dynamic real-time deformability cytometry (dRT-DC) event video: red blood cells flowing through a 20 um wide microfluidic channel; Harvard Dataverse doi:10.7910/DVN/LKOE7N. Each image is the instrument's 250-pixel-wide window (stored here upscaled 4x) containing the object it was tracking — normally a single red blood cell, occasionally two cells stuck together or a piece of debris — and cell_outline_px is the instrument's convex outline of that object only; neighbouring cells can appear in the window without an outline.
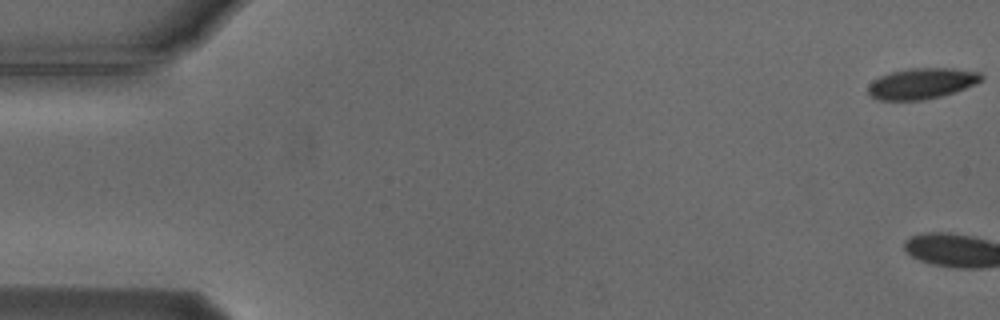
{"species": "Egyptian fruit bat (a non-hibernating species)", "species_latin": "Rousettus aegyptiacus", "temperature_condition": "cold", "stored_images_in_passage": 3, "camera_frame_rate_fps": 3000, "um_per_image_px": 0.085, "animal": {"sex": "male"}, "frame": {"image": 1, "passage_image": 1, "time_ms": 0.0, "image_size_px": [1000, 320], "cell_outline_px": [[984, 76], [980, 80], [964, 88], [940, 96], [924, 100], [880, 100], [872, 96], [868, 92], [868, 88], [872, 80], [880, 76], [892, 72], [908, 68], [952, 68], [980, 72]], "centroid_in_image_um": [78.32, 7.09], "position_along_channel_um": 6.7, "area_um2": 20.06}}